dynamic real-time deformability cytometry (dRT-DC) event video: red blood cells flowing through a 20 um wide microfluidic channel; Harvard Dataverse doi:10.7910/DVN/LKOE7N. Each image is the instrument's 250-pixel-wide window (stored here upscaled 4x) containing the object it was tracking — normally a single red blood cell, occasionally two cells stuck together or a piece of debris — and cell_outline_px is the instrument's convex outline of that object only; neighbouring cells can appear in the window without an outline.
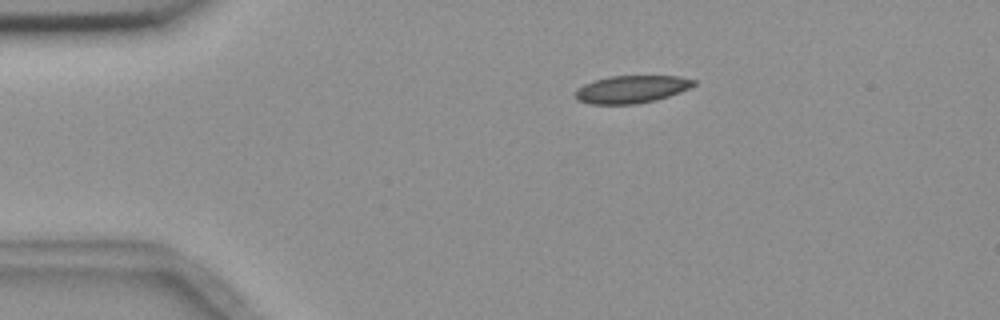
{"species": "common noctule bat (a hibernating species)", "species_latin": "Nyctalus noctula", "temperature_condition": "room temperature", "stored_images_in_passage": 6, "camera_frame_rate_fps": 3000, "um_per_image_px": 0.085, "animal": {"sex": "female", "body_mass_g": 18.4}, "frame": {"image": 1, "passage_image": 1, "time_ms": 0.0, "image_size_px": [1000, 320], "cell_outline_px": [[696, 84], [680, 92], [668, 96], [636, 104], [592, 104], [580, 100], [576, 96], [576, 88], [584, 84], [608, 76], [680, 76], [696, 80]], "centroid_in_image_um": [53.69, 7.57], "position_along_channel_um": 31.3, "area_um2": 18.79}}
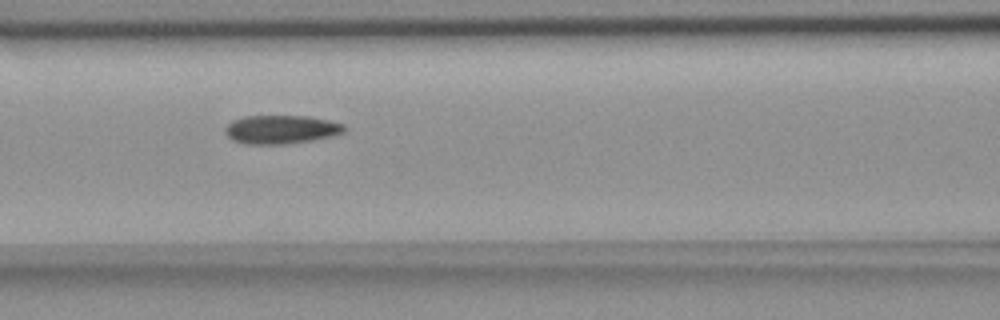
{"frame": {"image": 2, "passage_image": 5, "time_ms": 4.333, "image_size_px": [1000, 320], "cell_outline_px": [[348, 128], [344, 132], [332, 136], [284, 144], [244, 144], [232, 140], [224, 132], [224, 128], [232, 120], [244, 116], [308, 116], [328, 120], [344, 124]], "centroid_in_image_um": [23.87, 11.0], "position_along_channel_um": 142.7, "area_um2": 19.88}}
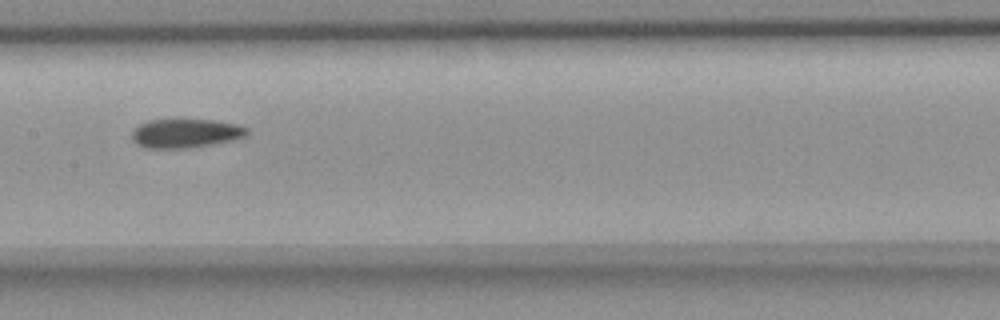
{"frame": {"image": 3, "passage_image": 6, "time_ms": 5.667, "image_size_px": [1000, 320], "cell_outline_px": [[248, 132], [244, 136], [228, 140], [188, 148], [144, 148], [136, 144], [132, 140], [132, 128], [148, 120], [180, 116], [216, 120], [236, 124], [248, 128]], "centroid_in_image_um": [15.68, 11.26], "position_along_channel_um": 191.7, "area_um2": 20.17}}